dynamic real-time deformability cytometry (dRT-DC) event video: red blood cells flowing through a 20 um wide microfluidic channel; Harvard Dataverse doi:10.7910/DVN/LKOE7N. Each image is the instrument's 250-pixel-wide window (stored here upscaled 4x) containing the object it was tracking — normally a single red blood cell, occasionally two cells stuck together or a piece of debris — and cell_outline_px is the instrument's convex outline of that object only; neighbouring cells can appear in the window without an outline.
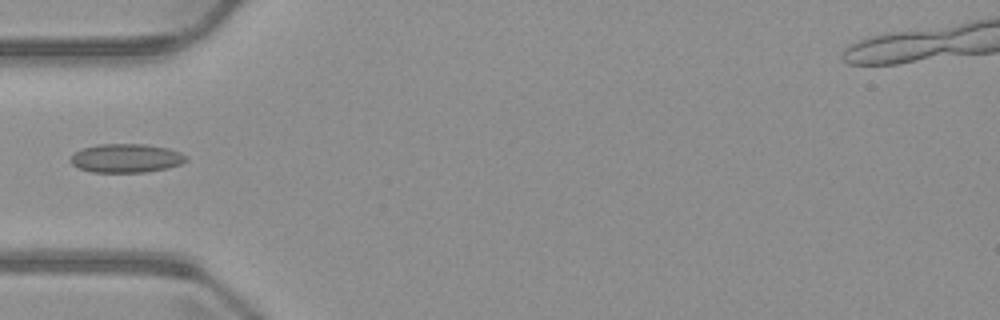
{"species": "common noctule bat (a hibernating species)", "species_latin": "Nyctalus noctula", "temperature_condition": "warm", "stored_images_in_passage": 5, "camera_frame_rate_fps": 3000, "um_per_image_px": 0.085, "animal": {"sex": "male", "body_mass_g": 23.1, "forearm_length_mm": 52.7}, "frame": {"image": 1, "passage_image": 4, "time_ms": 5.0, "image_size_px": [1000, 320], "cell_outline_px": [[188, 160], [180, 164], [168, 168], [144, 172], [92, 172], [80, 168], [72, 164], [68, 160], [76, 152], [84, 148], [100, 144], [144, 144], [168, 148], [180, 152], [188, 156]], "centroid_in_image_um": [10.76, 13.45], "position_along_channel_um": 74.2, "area_um2": 19.31}}
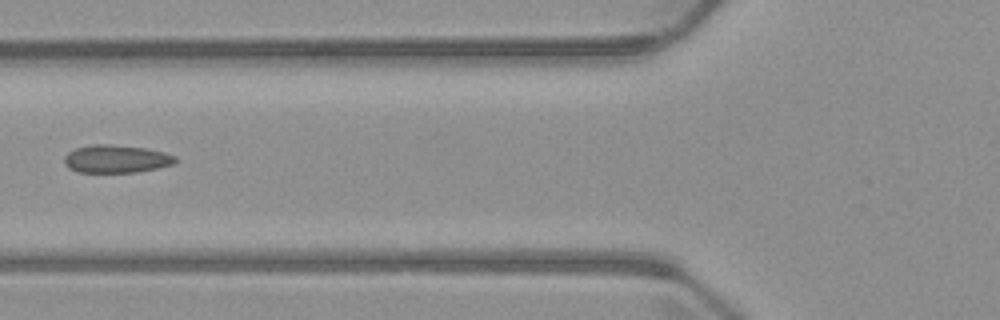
{"frame": {"image": 2, "passage_image": 5, "time_ms": 6.0, "image_size_px": [1000, 320], "cell_outline_px": [[176, 164], [136, 172], [76, 172], [68, 168], [64, 164], [64, 156], [68, 152], [76, 148], [92, 144], [112, 144], [144, 148], [164, 152], [176, 156]], "centroid_in_image_um": [9.86, 13.5], "position_along_channel_um": 115.9, "area_um2": 18.15}}